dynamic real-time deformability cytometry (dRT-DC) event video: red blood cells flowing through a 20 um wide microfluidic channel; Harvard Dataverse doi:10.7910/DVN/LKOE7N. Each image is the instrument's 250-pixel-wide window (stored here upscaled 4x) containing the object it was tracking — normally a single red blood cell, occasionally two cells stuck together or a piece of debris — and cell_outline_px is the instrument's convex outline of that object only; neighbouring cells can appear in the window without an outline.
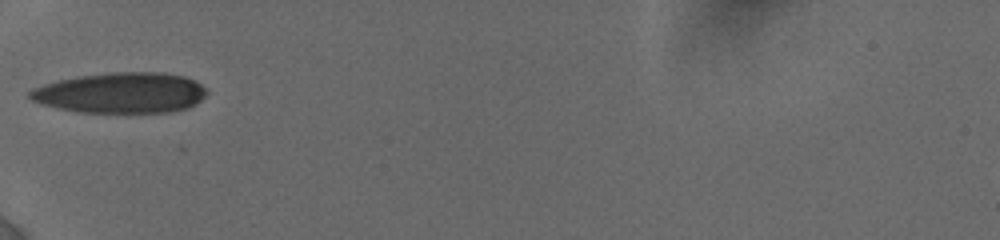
{"species": "human", "species_latin": "Homo sapiens", "temperature_condition": "cold", "stored_images_in_passage": 2, "camera_frame_rate_fps": 3000, "um_per_image_px": 0.085, "donor": {"sex": "female"}, "frame": {"image": 1, "passage_image": 1, "time_ms": 0.0, "image_size_px": [1000, 240], "cell_outline_px": [[208, 92], [200, 100], [188, 108], [168, 112], [76, 112], [40, 104], [32, 100], [28, 96], [28, 92], [32, 88], [56, 80], [76, 76], [112, 72], [160, 72], [184, 76], [200, 84]], "centroid_in_image_um": [10.22, 7.88], "position_along_channel_um": 74.8, "area_um2": 41.91}}